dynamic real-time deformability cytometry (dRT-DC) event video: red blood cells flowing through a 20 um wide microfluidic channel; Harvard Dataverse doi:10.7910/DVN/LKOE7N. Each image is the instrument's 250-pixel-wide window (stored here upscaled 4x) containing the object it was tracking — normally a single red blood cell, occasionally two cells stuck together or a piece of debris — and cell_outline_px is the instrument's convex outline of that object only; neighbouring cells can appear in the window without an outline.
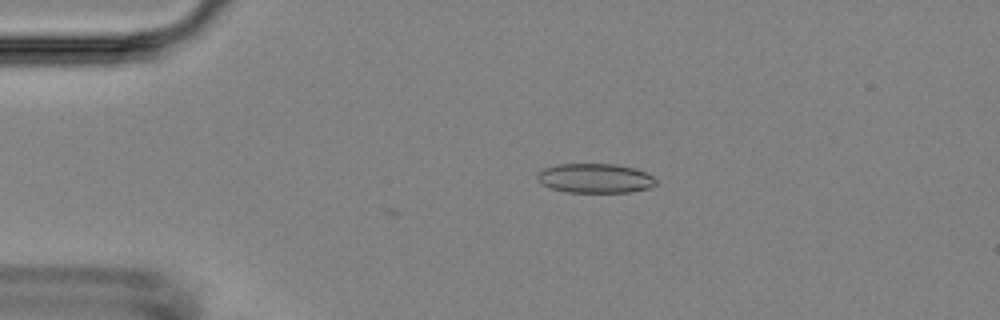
{"species": "Egyptian fruit bat (a non-hibernating species)", "species_latin": "Rousettus aegyptiacus", "temperature_condition": "room temperature", "stored_images_in_passage": 35, "camera_frame_rate_fps": 3000, "um_per_image_px": 0.085, "animal": {"sex": "female"}, "frame": {"image": 1, "passage_image": 1, "time_ms": 0.0, "image_size_px": [1000, 320], "cell_outline_px": [[656, 184], [648, 188], [628, 192], [568, 192], [552, 188], [536, 180], [536, 176], [544, 168], [556, 164], [616, 164], [632, 168], [644, 172], [652, 176], [656, 180]], "centroid_in_image_um": [50.56, 15.15], "position_along_channel_um": 34.4, "area_um2": 20.11}}
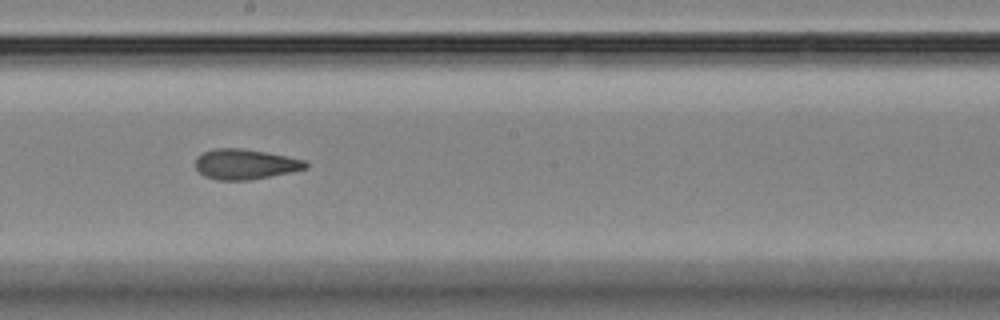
{"frame": {"image": 2, "passage_image": 20, "time_ms": 6.333, "image_size_px": [1000, 320], "cell_outline_px": [[308, 168], [292, 172], [248, 180], [216, 180], [204, 176], [196, 168], [196, 156], [204, 152], [216, 148], [240, 148], [264, 152], [304, 160], [308, 164]], "centroid_in_image_um": [20.82, 13.96], "position_along_channel_um": 227.4, "area_um2": 19.25}}
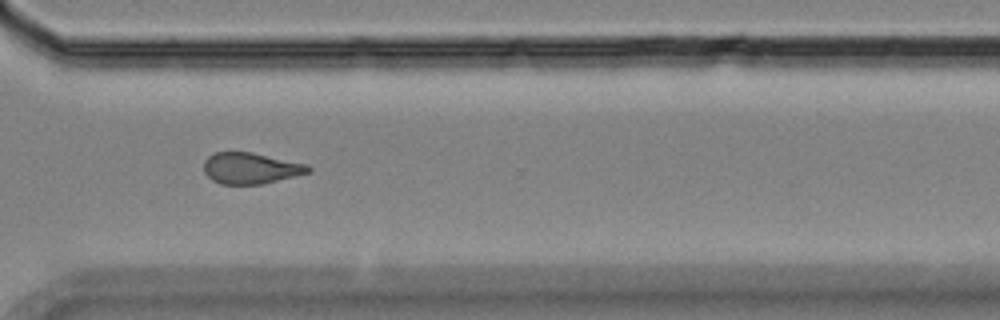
{"frame": {"image": 3, "passage_image": 30, "time_ms": 9.667, "image_size_px": [1000, 320], "cell_outline_px": [[312, 168], [308, 172], [260, 184], [220, 184], [212, 180], [204, 172], [204, 160], [208, 156], [216, 152], [252, 152], [308, 164]], "centroid_in_image_um": [21.27, 14.28], "position_along_channel_um": 349.3, "area_um2": 18.79}, "authors_computed_cell_mechanics": {"area_um2": 19.4208, "velocity_mm_per_s": 3.6621, "shape_relaxation_time_tau1_ms": 10.9119, "shape_relaxation_time_tau2_ms": 1.6932, "deformation_change_tau1": 0.1873, "deformation_change_tau2": 0.0902}}